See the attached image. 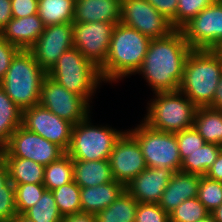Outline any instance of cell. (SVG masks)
Listing matches in <instances>:
<instances>
[{
    "label": "cell",
    "mask_w": 222,
    "mask_h": 222,
    "mask_svg": "<svg viewBox=\"0 0 222 222\" xmlns=\"http://www.w3.org/2000/svg\"><path fill=\"white\" fill-rule=\"evenodd\" d=\"M173 173L168 168L147 167L125 190L140 203H158Z\"/></svg>",
    "instance_id": "17"
},
{
    "label": "cell",
    "mask_w": 222,
    "mask_h": 222,
    "mask_svg": "<svg viewBox=\"0 0 222 222\" xmlns=\"http://www.w3.org/2000/svg\"><path fill=\"white\" fill-rule=\"evenodd\" d=\"M222 78V57L217 50L192 49L183 72L179 91L197 107H209Z\"/></svg>",
    "instance_id": "3"
},
{
    "label": "cell",
    "mask_w": 222,
    "mask_h": 222,
    "mask_svg": "<svg viewBox=\"0 0 222 222\" xmlns=\"http://www.w3.org/2000/svg\"><path fill=\"white\" fill-rule=\"evenodd\" d=\"M1 155H2V149H0V159H1Z\"/></svg>",
    "instance_id": "51"
},
{
    "label": "cell",
    "mask_w": 222,
    "mask_h": 222,
    "mask_svg": "<svg viewBox=\"0 0 222 222\" xmlns=\"http://www.w3.org/2000/svg\"><path fill=\"white\" fill-rule=\"evenodd\" d=\"M16 214L14 185L9 181L0 188V222H8Z\"/></svg>",
    "instance_id": "37"
},
{
    "label": "cell",
    "mask_w": 222,
    "mask_h": 222,
    "mask_svg": "<svg viewBox=\"0 0 222 222\" xmlns=\"http://www.w3.org/2000/svg\"><path fill=\"white\" fill-rule=\"evenodd\" d=\"M121 23L151 40L166 37L175 30L147 0H122Z\"/></svg>",
    "instance_id": "13"
},
{
    "label": "cell",
    "mask_w": 222,
    "mask_h": 222,
    "mask_svg": "<svg viewBox=\"0 0 222 222\" xmlns=\"http://www.w3.org/2000/svg\"><path fill=\"white\" fill-rule=\"evenodd\" d=\"M197 222H216L213 215L210 213L207 215L205 218L201 219L200 221Z\"/></svg>",
    "instance_id": "49"
},
{
    "label": "cell",
    "mask_w": 222,
    "mask_h": 222,
    "mask_svg": "<svg viewBox=\"0 0 222 222\" xmlns=\"http://www.w3.org/2000/svg\"><path fill=\"white\" fill-rule=\"evenodd\" d=\"M39 105L73 125L91 113L90 103L78 94L68 91L49 76L42 82Z\"/></svg>",
    "instance_id": "11"
},
{
    "label": "cell",
    "mask_w": 222,
    "mask_h": 222,
    "mask_svg": "<svg viewBox=\"0 0 222 222\" xmlns=\"http://www.w3.org/2000/svg\"><path fill=\"white\" fill-rule=\"evenodd\" d=\"M73 47L72 22L45 26L41 36L29 49L36 61L48 73L58 58Z\"/></svg>",
    "instance_id": "16"
},
{
    "label": "cell",
    "mask_w": 222,
    "mask_h": 222,
    "mask_svg": "<svg viewBox=\"0 0 222 222\" xmlns=\"http://www.w3.org/2000/svg\"><path fill=\"white\" fill-rule=\"evenodd\" d=\"M47 76L68 91L83 97L88 103L94 96L97 87L101 85L100 83L104 82L100 69L74 47L65 51L58 58Z\"/></svg>",
    "instance_id": "5"
},
{
    "label": "cell",
    "mask_w": 222,
    "mask_h": 222,
    "mask_svg": "<svg viewBox=\"0 0 222 222\" xmlns=\"http://www.w3.org/2000/svg\"><path fill=\"white\" fill-rule=\"evenodd\" d=\"M124 190L125 186L116 180L98 186L81 188V211L97 214L112 204Z\"/></svg>",
    "instance_id": "21"
},
{
    "label": "cell",
    "mask_w": 222,
    "mask_h": 222,
    "mask_svg": "<svg viewBox=\"0 0 222 222\" xmlns=\"http://www.w3.org/2000/svg\"><path fill=\"white\" fill-rule=\"evenodd\" d=\"M65 153L55 143L27 130L21 125L10 136L7 146L2 150L1 157L31 159L45 167Z\"/></svg>",
    "instance_id": "10"
},
{
    "label": "cell",
    "mask_w": 222,
    "mask_h": 222,
    "mask_svg": "<svg viewBox=\"0 0 222 222\" xmlns=\"http://www.w3.org/2000/svg\"><path fill=\"white\" fill-rule=\"evenodd\" d=\"M47 72L29 50H20L11 61L0 87L23 111L39 104L41 85Z\"/></svg>",
    "instance_id": "4"
},
{
    "label": "cell",
    "mask_w": 222,
    "mask_h": 222,
    "mask_svg": "<svg viewBox=\"0 0 222 222\" xmlns=\"http://www.w3.org/2000/svg\"><path fill=\"white\" fill-rule=\"evenodd\" d=\"M216 222H222V203L211 212Z\"/></svg>",
    "instance_id": "47"
},
{
    "label": "cell",
    "mask_w": 222,
    "mask_h": 222,
    "mask_svg": "<svg viewBox=\"0 0 222 222\" xmlns=\"http://www.w3.org/2000/svg\"><path fill=\"white\" fill-rule=\"evenodd\" d=\"M74 182L80 188L93 187L113 181L109 159L73 160Z\"/></svg>",
    "instance_id": "22"
},
{
    "label": "cell",
    "mask_w": 222,
    "mask_h": 222,
    "mask_svg": "<svg viewBox=\"0 0 222 222\" xmlns=\"http://www.w3.org/2000/svg\"><path fill=\"white\" fill-rule=\"evenodd\" d=\"M23 111L0 87V149H4L12 133L22 125Z\"/></svg>",
    "instance_id": "26"
},
{
    "label": "cell",
    "mask_w": 222,
    "mask_h": 222,
    "mask_svg": "<svg viewBox=\"0 0 222 222\" xmlns=\"http://www.w3.org/2000/svg\"><path fill=\"white\" fill-rule=\"evenodd\" d=\"M167 214L158 203H140L135 215V222H168Z\"/></svg>",
    "instance_id": "38"
},
{
    "label": "cell",
    "mask_w": 222,
    "mask_h": 222,
    "mask_svg": "<svg viewBox=\"0 0 222 222\" xmlns=\"http://www.w3.org/2000/svg\"><path fill=\"white\" fill-rule=\"evenodd\" d=\"M180 30L192 49L222 47V0L203 9Z\"/></svg>",
    "instance_id": "9"
},
{
    "label": "cell",
    "mask_w": 222,
    "mask_h": 222,
    "mask_svg": "<svg viewBox=\"0 0 222 222\" xmlns=\"http://www.w3.org/2000/svg\"><path fill=\"white\" fill-rule=\"evenodd\" d=\"M193 127L206 143L222 146V111L211 107H197Z\"/></svg>",
    "instance_id": "24"
},
{
    "label": "cell",
    "mask_w": 222,
    "mask_h": 222,
    "mask_svg": "<svg viewBox=\"0 0 222 222\" xmlns=\"http://www.w3.org/2000/svg\"><path fill=\"white\" fill-rule=\"evenodd\" d=\"M7 167L9 180L13 184H38L44 182L45 167L31 159L1 157Z\"/></svg>",
    "instance_id": "23"
},
{
    "label": "cell",
    "mask_w": 222,
    "mask_h": 222,
    "mask_svg": "<svg viewBox=\"0 0 222 222\" xmlns=\"http://www.w3.org/2000/svg\"><path fill=\"white\" fill-rule=\"evenodd\" d=\"M210 212L199 201L198 197L183 201L169 214L171 222H197L209 215Z\"/></svg>",
    "instance_id": "33"
},
{
    "label": "cell",
    "mask_w": 222,
    "mask_h": 222,
    "mask_svg": "<svg viewBox=\"0 0 222 222\" xmlns=\"http://www.w3.org/2000/svg\"><path fill=\"white\" fill-rule=\"evenodd\" d=\"M45 25L38 14L12 18L0 35L20 50H29L41 36Z\"/></svg>",
    "instance_id": "19"
},
{
    "label": "cell",
    "mask_w": 222,
    "mask_h": 222,
    "mask_svg": "<svg viewBox=\"0 0 222 222\" xmlns=\"http://www.w3.org/2000/svg\"><path fill=\"white\" fill-rule=\"evenodd\" d=\"M201 175L174 172L164 190L158 205L167 213L170 214L183 201L198 196V187Z\"/></svg>",
    "instance_id": "18"
},
{
    "label": "cell",
    "mask_w": 222,
    "mask_h": 222,
    "mask_svg": "<svg viewBox=\"0 0 222 222\" xmlns=\"http://www.w3.org/2000/svg\"><path fill=\"white\" fill-rule=\"evenodd\" d=\"M122 0H76L73 22H121Z\"/></svg>",
    "instance_id": "20"
},
{
    "label": "cell",
    "mask_w": 222,
    "mask_h": 222,
    "mask_svg": "<svg viewBox=\"0 0 222 222\" xmlns=\"http://www.w3.org/2000/svg\"><path fill=\"white\" fill-rule=\"evenodd\" d=\"M216 50L218 51V53H219V54H220V56L222 57V49L217 48Z\"/></svg>",
    "instance_id": "50"
},
{
    "label": "cell",
    "mask_w": 222,
    "mask_h": 222,
    "mask_svg": "<svg viewBox=\"0 0 222 222\" xmlns=\"http://www.w3.org/2000/svg\"><path fill=\"white\" fill-rule=\"evenodd\" d=\"M209 107L222 111V78L218 83L213 102Z\"/></svg>",
    "instance_id": "45"
},
{
    "label": "cell",
    "mask_w": 222,
    "mask_h": 222,
    "mask_svg": "<svg viewBox=\"0 0 222 222\" xmlns=\"http://www.w3.org/2000/svg\"><path fill=\"white\" fill-rule=\"evenodd\" d=\"M12 18L11 0H0V32Z\"/></svg>",
    "instance_id": "42"
},
{
    "label": "cell",
    "mask_w": 222,
    "mask_h": 222,
    "mask_svg": "<svg viewBox=\"0 0 222 222\" xmlns=\"http://www.w3.org/2000/svg\"><path fill=\"white\" fill-rule=\"evenodd\" d=\"M138 201L124 190L107 208L95 214L96 222H135Z\"/></svg>",
    "instance_id": "25"
},
{
    "label": "cell",
    "mask_w": 222,
    "mask_h": 222,
    "mask_svg": "<svg viewBox=\"0 0 222 222\" xmlns=\"http://www.w3.org/2000/svg\"><path fill=\"white\" fill-rule=\"evenodd\" d=\"M159 13L171 22L176 29V12L178 0H147Z\"/></svg>",
    "instance_id": "40"
},
{
    "label": "cell",
    "mask_w": 222,
    "mask_h": 222,
    "mask_svg": "<svg viewBox=\"0 0 222 222\" xmlns=\"http://www.w3.org/2000/svg\"><path fill=\"white\" fill-rule=\"evenodd\" d=\"M76 0H38V15L45 26L73 22Z\"/></svg>",
    "instance_id": "27"
},
{
    "label": "cell",
    "mask_w": 222,
    "mask_h": 222,
    "mask_svg": "<svg viewBox=\"0 0 222 222\" xmlns=\"http://www.w3.org/2000/svg\"><path fill=\"white\" fill-rule=\"evenodd\" d=\"M81 188L74 181L52 190L57 208L64 217L81 212Z\"/></svg>",
    "instance_id": "31"
},
{
    "label": "cell",
    "mask_w": 222,
    "mask_h": 222,
    "mask_svg": "<svg viewBox=\"0 0 222 222\" xmlns=\"http://www.w3.org/2000/svg\"><path fill=\"white\" fill-rule=\"evenodd\" d=\"M73 159L65 153L56 161L45 166L43 185L47 190H55L74 181Z\"/></svg>",
    "instance_id": "29"
},
{
    "label": "cell",
    "mask_w": 222,
    "mask_h": 222,
    "mask_svg": "<svg viewBox=\"0 0 222 222\" xmlns=\"http://www.w3.org/2000/svg\"><path fill=\"white\" fill-rule=\"evenodd\" d=\"M8 222H33L29 220L25 215L23 214H16L14 217H12Z\"/></svg>",
    "instance_id": "48"
},
{
    "label": "cell",
    "mask_w": 222,
    "mask_h": 222,
    "mask_svg": "<svg viewBox=\"0 0 222 222\" xmlns=\"http://www.w3.org/2000/svg\"><path fill=\"white\" fill-rule=\"evenodd\" d=\"M147 103V115L142 120L149 127L177 133L193 127L197 106L180 91L157 92Z\"/></svg>",
    "instance_id": "6"
},
{
    "label": "cell",
    "mask_w": 222,
    "mask_h": 222,
    "mask_svg": "<svg viewBox=\"0 0 222 222\" xmlns=\"http://www.w3.org/2000/svg\"><path fill=\"white\" fill-rule=\"evenodd\" d=\"M192 48L181 30L152 39L136 74L145 78L154 93L179 91L186 59Z\"/></svg>",
    "instance_id": "1"
},
{
    "label": "cell",
    "mask_w": 222,
    "mask_h": 222,
    "mask_svg": "<svg viewBox=\"0 0 222 222\" xmlns=\"http://www.w3.org/2000/svg\"><path fill=\"white\" fill-rule=\"evenodd\" d=\"M11 10L14 18L38 14V0H11Z\"/></svg>",
    "instance_id": "41"
},
{
    "label": "cell",
    "mask_w": 222,
    "mask_h": 222,
    "mask_svg": "<svg viewBox=\"0 0 222 222\" xmlns=\"http://www.w3.org/2000/svg\"><path fill=\"white\" fill-rule=\"evenodd\" d=\"M216 1L217 0H178L176 12V29L180 30L203 9L212 5Z\"/></svg>",
    "instance_id": "35"
},
{
    "label": "cell",
    "mask_w": 222,
    "mask_h": 222,
    "mask_svg": "<svg viewBox=\"0 0 222 222\" xmlns=\"http://www.w3.org/2000/svg\"><path fill=\"white\" fill-rule=\"evenodd\" d=\"M19 51L18 47L12 45L0 35V82L9 69L12 59Z\"/></svg>",
    "instance_id": "39"
},
{
    "label": "cell",
    "mask_w": 222,
    "mask_h": 222,
    "mask_svg": "<svg viewBox=\"0 0 222 222\" xmlns=\"http://www.w3.org/2000/svg\"><path fill=\"white\" fill-rule=\"evenodd\" d=\"M73 25V47L77 48L88 61L98 69L104 66L116 23L89 22Z\"/></svg>",
    "instance_id": "12"
},
{
    "label": "cell",
    "mask_w": 222,
    "mask_h": 222,
    "mask_svg": "<svg viewBox=\"0 0 222 222\" xmlns=\"http://www.w3.org/2000/svg\"><path fill=\"white\" fill-rule=\"evenodd\" d=\"M205 176L209 179L222 182V150L217 156L216 161L206 172Z\"/></svg>",
    "instance_id": "43"
},
{
    "label": "cell",
    "mask_w": 222,
    "mask_h": 222,
    "mask_svg": "<svg viewBox=\"0 0 222 222\" xmlns=\"http://www.w3.org/2000/svg\"><path fill=\"white\" fill-rule=\"evenodd\" d=\"M22 126L55 143L65 152L69 148L73 124L39 104L23 110Z\"/></svg>",
    "instance_id": "14"
},
{
    "label": "cell",
    "mask_w": 222,
    "mask_h": 222,
    "mask_svg": "<svg viewBox=\"0 0 222 222\" xmlns=\"http://www.w3.org/2000/svg\"><path fill=\"white\" fill-rule=\"evenodd\" d=\"M9 176L7 167L3 161V159H0V188L6 185L9 182Z\"/></svg>",
    "instance_id": "46"
},
{
    "label": "cell",
    "mask_w": 222,
    "mask_h": 222,
    "mask_svg": "<svg viewBox=\"0 0 222 222\" xmlns=\"http://www.w3.org/2000/svg\"><path fill=\"white\" fill-rule=\"evenodd\" d=\"M151 39L138 30L117 23L113 29L108 56L100 69L103 81L118 82L136 74L148 51Z\"/></svg>",
    "instance_id": "2"
},
{
    "label": "cell",
    "mask_w": 222,
    "mask_h": 222,
    "mask_svg": "<svg viewBox=\"0 0 222 222\" xmlns=\"http://www.w3.org/2000/svg\"><path fill=\"white\" fill-rule=\"evenodd\" d=\"M90 114L82 121L73 125L71 141L66 153L73 160H105L116 141L126 131L113 129L110 126L92 125Z\"/></svg>",
    "instance_id": "7"
},
{
    "label": "cell",
    "mask_w": 222,
    "mask_h": 222,
    "mask_svg": "<svg viewBox=\"0 0 222 222\" xmlns=\"http://www.w3.org/2000/svg\"><path fill=\"white\" fill-rule=\"evenodd\" d=\"M197 197L211 213L222 203V182L201 176Z\"/></svg>",
    "instance_id": "34"
},
{
    "label": "cell",
    "mask_w": 222,
    "mask_h": 222,
    "mask_svg": "<svg viewBox=\"0 0 222 222\" xmlns=\"http://www.w3.org/2000/svg\"><path fill=\"white\" fill-rule=\"evenodd\" d=\"M221 150L220 145L205 143L195 152L189 153V156L182 161L180 171L204 176L216 161Z\"/></svg>",
    "instance_id": "28"
},
{
    "label": "cell",
    "mask_w": 222,
    "mask_h": 222,
    "mask_svg": "<svg viewBox=\"0 0 222 222\" xmlns=\"http://www.w3.org/2000/svg\"><path fill=\"white\" fill-rule=\"evenodd\" d=\"M176 138L182 161L189 156V153L195 152L206 143L194 127L177 132Z\"/></svg>",
    "instance_id": "36"
},
{
    "label": "cell",
    "mask_w": 222,
    "mask_h": 222,
    "mask_svg": "<svg viewBox=\"0 0 222 222\" xmlns=\"http://www.w3.org/2000/svg\"><path fill=\"white\" fill-rule=\"evenodd\" d=\"M109 162L113 179L124 186L147 168L139 143L127 130L116 141Z\"/></svg>",
    "instance_id": "15"
},
{
    "label": "cell",
    "mask_w": 222,
    "mask_h": 222,
    "mask_svg": "<svg viewBox=\"0 0 222 222\" xmlns=\"http://www.w3.org/2000/svg\"><path fill=\"white\" fill-rule=\"evenodd\" d=\"M15 190V205L17 214H24L39 201L46 190L43 183L13 184Z\"/></svg>",
    "instance_id": "32"
},
{
    "label": "cell",
    "mask_w": 222,
    "mask_h": 222,
    "mask_svg": "<svg viewBox=\"0 0 222 222\" xmlns=\"http://www.w3.org/2000/svg\"><path fill=\"white\" fill-rule=\"evenodd\" d=\"M141 122L127 132L139 143L147 167L180 171L182 160L176 133L158 131Z\"/></svg>",
    "instance_id": "8"
},
{
    "label": "cell",
    "mask_w": 222,
    "mask_h": 222,
    "mask_svg": "<svg viewBox=\"0 0 222 222\" xmlns=\"http://www.w3.org/2000/svg\"><path fill=\"white\" fill-rule=\"evenodd\" d=\"M61 222H96L95 214L87 212H78L64 216Z\"/></svg>",
    "instance_id": "44"
},
{
    "label": "cell",
    "mask_w": 222,
    "mask_h": 222,
    "mask_svg": "<svg viewBox=\"0 0 222 222\" xmlns=\"http://www.w3.org/2000/svg\"><path fill=\"white\" fill-rule=\"evenodd\" d=\"M23 215L33 222H61L60 214L52 191L45 190L36 204Z\"/></svg>",
    "instance_id": "30"
}]
</instances>
